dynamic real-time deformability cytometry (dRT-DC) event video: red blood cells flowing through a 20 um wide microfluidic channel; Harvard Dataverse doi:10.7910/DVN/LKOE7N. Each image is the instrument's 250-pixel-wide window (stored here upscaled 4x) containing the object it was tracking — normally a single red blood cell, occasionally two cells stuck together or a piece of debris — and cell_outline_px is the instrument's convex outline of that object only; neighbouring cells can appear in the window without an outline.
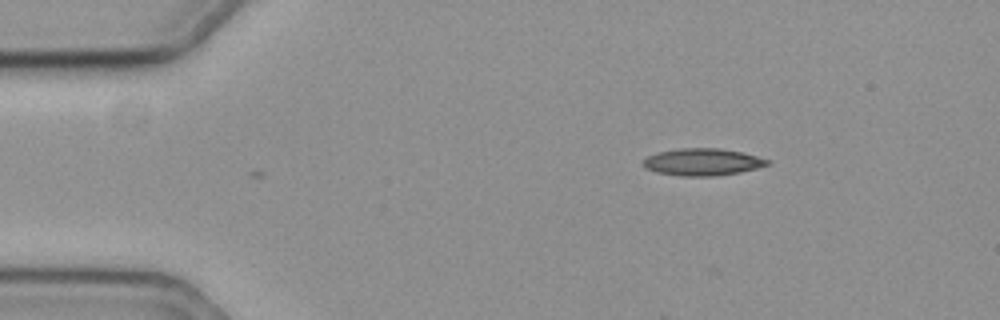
{"species": "common noctule bat (a hibernating species)", "species_latin": "Nyctalus noctula", "temperature_condition": "cold", "stored_images_in_passage": 3, "camera_frame_rate_fps": 3000, "um_per_image_px": 0.085, "animal": {"sex": "female", "body_mass_g": 19.3, "forearm_length_mm": 54.1}, "frame": {"image": 1, "passage_image": 3, "time_ms": 0.667, "image_size_px": [1000, 320], "cell_outline_px": [[772, 164], [740, 172], [716, 176], [680, 176], [656, 172], [644, 168], [644, 160], [648, 156], [656, 152], [680, 148], [720, 148], [744, 152], [772, 160]], "centroid_in_image_um": [59.76, 13.76], "position_along_channel_um": 25.2, "area_um2": 19.88}}